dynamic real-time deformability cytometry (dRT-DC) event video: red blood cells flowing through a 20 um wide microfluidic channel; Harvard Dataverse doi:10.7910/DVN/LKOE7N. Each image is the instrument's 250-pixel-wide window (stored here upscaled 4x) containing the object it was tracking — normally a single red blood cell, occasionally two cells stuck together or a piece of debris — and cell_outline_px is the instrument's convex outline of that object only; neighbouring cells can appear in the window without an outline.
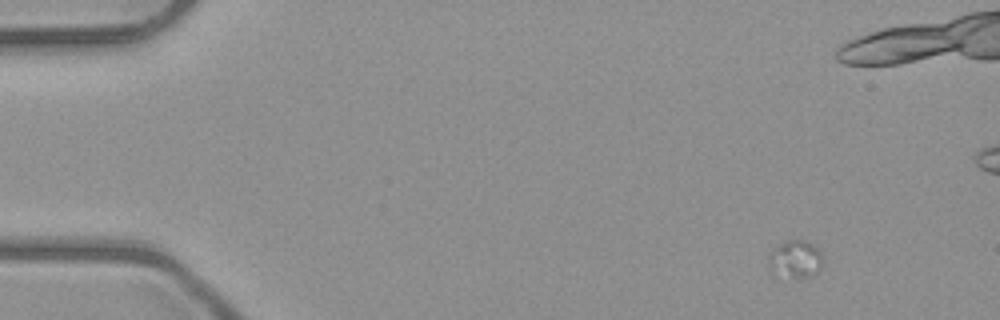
{"species": "common noctule bat (a hibernating species)", "species_latin": "Nyctalus noctula", "temperature_condition": "room temperature", "stored_images_in_passage": 11, "camera_frame_rate_fps": 3000, "um_per_image_px": 0.085, "animal": {"sex": "male", "body_mass_g": 23.1, "forearm_length_mm": 52.7}, "frame": {"image": 1, "passage_image": 1, "time_ms": 0.0, "image_size_px": [1000, 320], "cell_outline_px": [[824, 256], [820, 268], [808, 280], [792, 276], [768, 268], [768, 260], [772, 248], [788, 240], [804, 240], [812, 244]], "centroid_in_image_um": [67.65, 22.01], "position_along_channel_um": 17.4, "area_um2": 11.68}}